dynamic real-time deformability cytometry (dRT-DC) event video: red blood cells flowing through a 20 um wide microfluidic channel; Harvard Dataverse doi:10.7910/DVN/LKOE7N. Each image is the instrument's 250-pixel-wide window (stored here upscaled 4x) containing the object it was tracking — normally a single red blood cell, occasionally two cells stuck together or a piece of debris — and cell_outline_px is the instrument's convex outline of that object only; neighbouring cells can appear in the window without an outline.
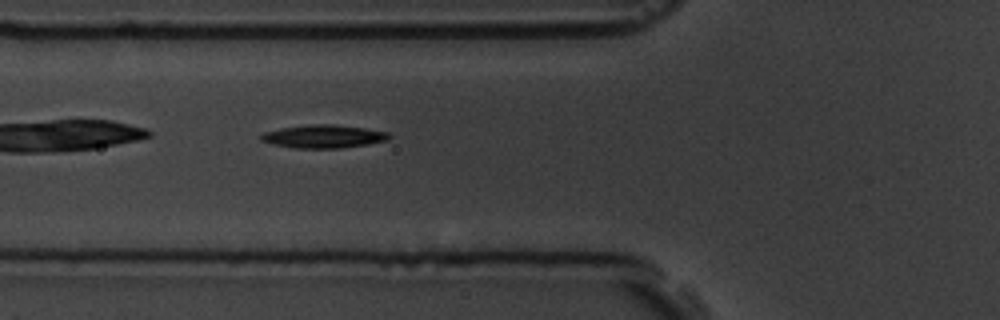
{"species": "common noctule bat (a hibernating species)", "species_latin": "Nyctalus noctula", "temperature_condition": "room temperature", "stored_images_in_passage": 2, "camera_frame_rate_fps": 3000, "um_per_image_px": 0.085, "animal": {"sex": "male", "body_mass_g": 19.5, "forearm_length_mm": 54.6}, "frame": {"image": 1, "passage_image": 2, "time_ms": 1.0, "image_size_px": [1000, 320], "cell_outline_px": [[392, 136], [388, 140], [368, 144], [340, 148], [296, 148], [276, 144], [260, 140], [260, 136], [264, 132], [280, 128], [312, 124], [332, 124], [364, 128], [388, 132]], "centroid_in_image_um": [27.53, 11.59], "position_along_channel_um": 98.3, "area_um2": 17.11}}